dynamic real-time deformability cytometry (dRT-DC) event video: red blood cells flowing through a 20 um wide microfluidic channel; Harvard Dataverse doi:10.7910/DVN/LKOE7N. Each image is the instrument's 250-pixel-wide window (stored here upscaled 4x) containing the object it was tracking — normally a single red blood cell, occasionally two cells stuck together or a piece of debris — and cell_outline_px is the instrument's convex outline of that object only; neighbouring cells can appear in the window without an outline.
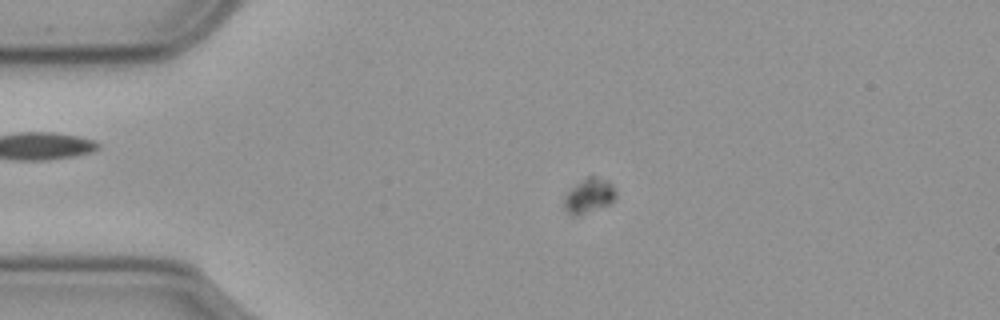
{"species": "common noctule bat (a hibernating species)", "species_latin": "Nyctalus noctula", "temperature_condition": "cold", "stored_images_in_passage": 59, "camera_frame_rate_fps": 3000, "um_per_image_px": 0.085, "animal": {"sex": "male", "body_mass_g": 23.1, "forearm_length_mm": 52.7}, "frame": {"image": 1, "passage_image": 13, "time_ms": 4.0, "image_size_px": [1000, 320], "cell_outline_px": [[616, 196], [608, 204], [580, 216], [572, 216], [564, 208], [564, 196], [576, 184], [588, 176], [596, 176], [608, 180], [612, 184], [616, 192]], "centroid_in_image_um": [50.06, 16.64], "position_along_channel_um": 34.9, "area_um2": 10.4}}
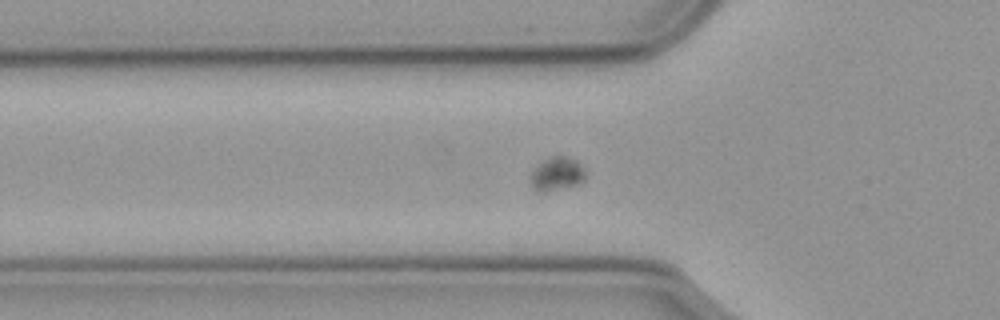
{"frame": {"image": 2, "passage_image": 20, "time_ms": 6.333, "image_size_px": [1000, 320], "cell_outline_px": [[584, 180], [576, 184], [544, 192], [536, 192], [528, 176], [544, 160], [552, 156], [564, 156], [576, 160], [580, 164], [584, 172]], "centroid_in_image_um": [47.3, 14.78], "position_along_channel_um": 78.5, "area_um2": 10.4}}
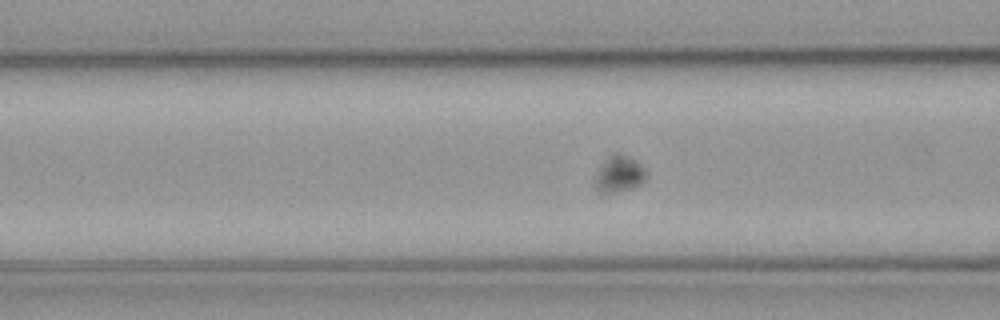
{"frame": {"image": 3, "passage_image": 23, "time_ms": 7.333, "image_size_px": [1000, 320], "cell_outline_px": [[648, 176], [636, 188], [612, 192], [600, 192], [596, 188], [592, 180], [596, 172], [608, 156], [616, 152], [640, 164], [648, 172]], "centroid_in_image_um": [52.61, 14.82], "position_along_channel_um": 114.0, "area_um2": 10.87}}